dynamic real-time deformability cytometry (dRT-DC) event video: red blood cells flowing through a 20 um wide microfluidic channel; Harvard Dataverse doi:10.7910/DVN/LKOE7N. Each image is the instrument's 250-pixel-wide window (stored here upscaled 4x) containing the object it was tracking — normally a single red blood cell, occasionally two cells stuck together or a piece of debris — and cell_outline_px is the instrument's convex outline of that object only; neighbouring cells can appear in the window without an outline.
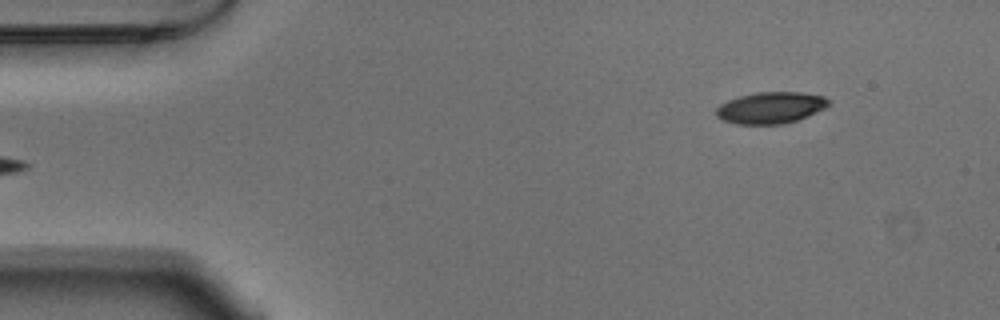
{"species": "Egyptian fruit bat (a non-hibernating species)", "species_latin": "Rousettus aegyptiacus", "temperature_condition": "warm", "stored_images_in_passage": 49, "camera_frame_rate_fps": 3000, "um_per_image_px": 0.085, "animal": {"sex": "male"}, "frame": {"image": 1, "passage_image": 1, "time_ms": 0.0, "image_size_px": [1000, 320], "cell_outline_px": [[832, 104], [808, 116], [784, 124], [736, 124], [724, 120], [716, 116], [716, 108], [720, 104], [728, 100], [740, 96], [756, 92], [800, 92], [824, 96], [832, 100]], "centroid_in_image_um": [65.54, 9.15], "position_along_channel_um": 19.5, "area_um2": 20.75}}
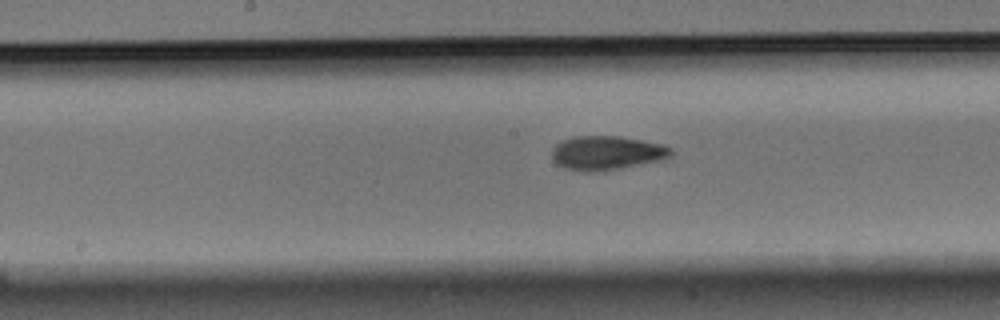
{"frame": {"image": 2, "passage_image": 22, "time_ms": 7.0, "image_size_px": [1000, 320], "cell_outline_px": [[672, 156], [664, 160], [620, 168], [588, 172], [584, 172], [564, 168], [556, 164], [552, 160], [552, 148], [556, 144], [572, 136], [620, 136], [664, 144], [672, 148]], "centroid_in_image_um": [51.58, 12.99], "position_along_channel_um": 196.6, "area_um2": 23.87}}
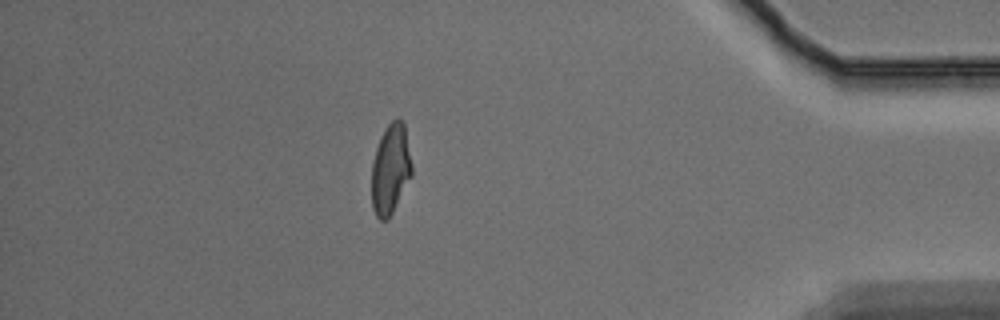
{"frame": {"image": 3, "passage_image": 42, "time_ms": 13.667, "image_size_px": [1000, 320], "cell_outline_px": [[412, 176], [388, 220], [380, 220], [376, 216], [372, 208], [372, 164], [376, 148], [380, 136], [388, 124], [396, 116], [404, 124], [412, 164]], "centroid_in_image_um": [33.19, 14.38], "position_along_channel_um": 402.0, "area_um2": 21.15}, "authors_computed_cell_mechanics": {"area_um2": 21.7328, "velocity_mm_per_s": 3.7131, "shape_relaxation_time_tau1_ms": 5.038, "shape_relaxation_time_tau2_ms": 2.492, "deformation_change_tau1": 0.174, "deformation_change_tau2": 0.0772}}